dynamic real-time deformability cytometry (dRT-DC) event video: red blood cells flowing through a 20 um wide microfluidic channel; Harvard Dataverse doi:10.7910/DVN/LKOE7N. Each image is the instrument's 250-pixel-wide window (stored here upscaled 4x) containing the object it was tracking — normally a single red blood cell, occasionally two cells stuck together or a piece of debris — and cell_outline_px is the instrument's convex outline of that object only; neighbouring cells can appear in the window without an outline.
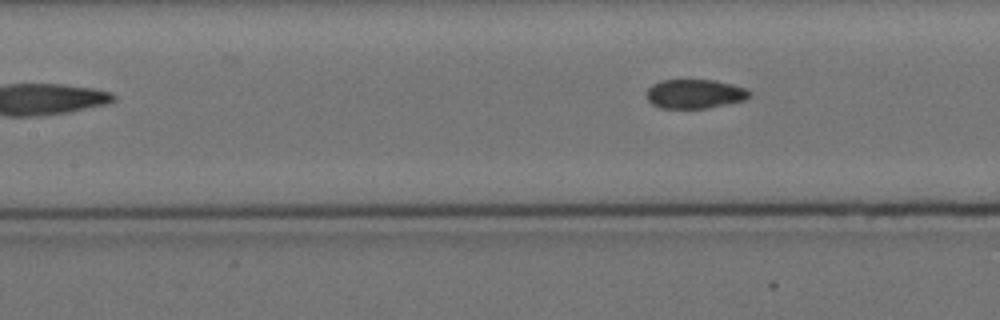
{"species": "Egyptian fruit bat (a non-hibernating species)", "species_latin": "Rousettus aegyptiacus", "temperature_condition": "cold", "stored_images_in_passage": 6, "camera_frame_rate_fps": 3000, "um_per_image_px": 0.085, "animal": {"sex": "female"}, "frame": {"image": 1, "passage_image": 6, "time_ms": 6.0, "image_size_px": [1000, 320], "cell_outline_px": [[752, 92], [744, 100], [708, 108], [660, 108], [652, 104], [644, 96], [644, 92], [652, 84], [660, 80], [712, 80], [732, 84], [744, 88]], "centroid_in_image_um": [58.98, 7.98], "position_along_channel_um": 148.4, "area_um2": 17.57}}